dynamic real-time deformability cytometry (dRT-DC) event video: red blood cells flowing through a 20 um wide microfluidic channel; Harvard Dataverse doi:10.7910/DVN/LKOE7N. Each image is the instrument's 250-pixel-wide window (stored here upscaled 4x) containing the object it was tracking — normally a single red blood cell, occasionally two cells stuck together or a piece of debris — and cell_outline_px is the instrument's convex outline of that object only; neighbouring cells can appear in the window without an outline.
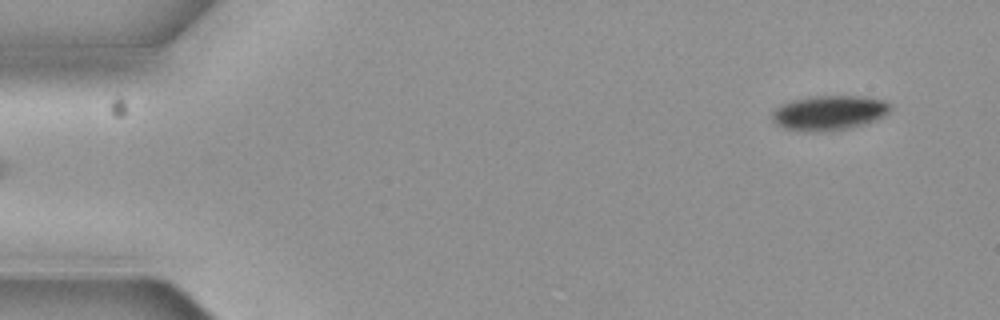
{"species": "common noctule bat (a hibernating species)", "species_latin": "Nyctalus noctula", "temperature_condition": "cold", "stored_images_in_passage": 3, "camera_frame_rate_fps": 3000, "um_per_image_px": 0.085, "animal": {"sex": "female", "body_mass_g": 19.3, "forearm_length_mm": 54.1}, "frame": {"image": 1, "passage_image": 3, "time_ms": 0.667, "image_size_px": [1000, 320], "cell_outline_px": [[892, 108], [884, 116], [876, 120], [864, 124], [848, 128], [828, 132], [812, 132], [784, 128], [776, 124], [772, 120], [772, 112], [780, 104], [792, 100], [812, 96], [864, 96], [884, 100], [892, 104]], "centroid_in_image_um": [70.49, 9.59], "position_along_channel_um": 14.5, "area_um2": 24.22}}